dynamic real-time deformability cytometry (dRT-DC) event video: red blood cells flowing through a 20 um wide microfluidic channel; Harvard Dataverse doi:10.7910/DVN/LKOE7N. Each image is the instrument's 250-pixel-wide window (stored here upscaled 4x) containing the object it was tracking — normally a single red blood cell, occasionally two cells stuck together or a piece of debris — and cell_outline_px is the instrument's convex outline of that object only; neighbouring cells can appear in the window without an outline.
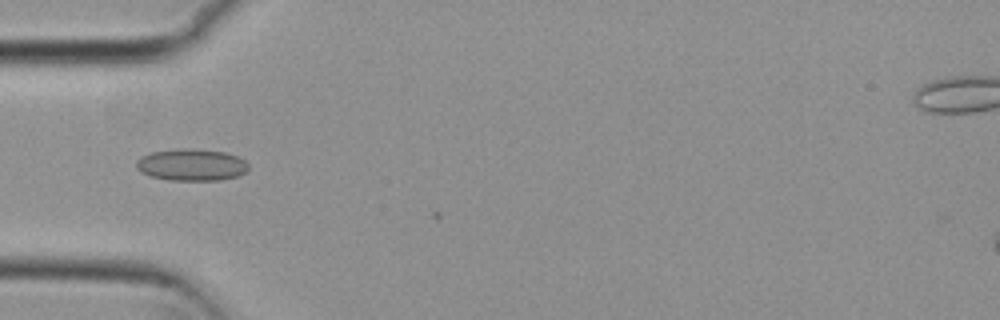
{"species": "common noctule bat (a hibernating species)", "species_latin": "Nyctalus noctula", "temperature_condition": "cold", "stored_images_in_passage": 8, "camera_frame_rate_fps": 3000, "um_per_image_px": 0.085, "animal": {"sex": "female", "body_mass_g": 29.2, "forearm_length_mm": 56.3}, "frame": {"image": 1, "passage_image": 5, "time_ms": 1.333, "image_size_px": [1000, 320], "cell_outline_px": [[248, 168], [244, 172], [236, 176], [220, 180], [168, 180], [152, 176], [140, 172], [136, 168], [136, 160], [140, 156], [152, 152], [180, 148], [188, 148], [224, 152], [236, 156], [244, 160], [248, 164]], "centroid_in_image_um": [16.23, 14.0], "position_along_channel_um": 68.8, "area_um2": 20.75}}